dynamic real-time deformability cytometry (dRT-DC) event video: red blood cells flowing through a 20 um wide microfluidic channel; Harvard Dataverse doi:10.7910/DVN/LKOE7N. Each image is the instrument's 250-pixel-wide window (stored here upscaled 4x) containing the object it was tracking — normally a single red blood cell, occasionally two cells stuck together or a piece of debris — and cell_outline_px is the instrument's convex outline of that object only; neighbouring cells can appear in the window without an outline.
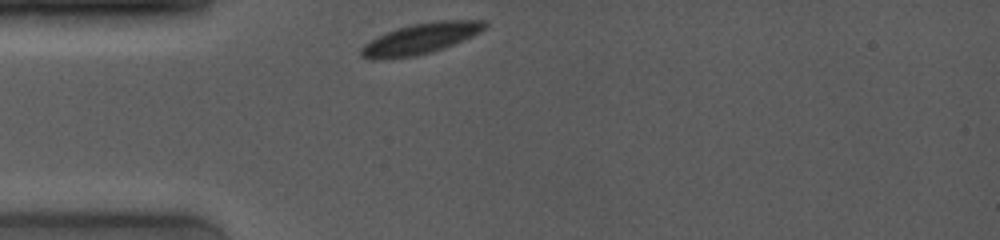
{"species": "common noctule bat (a hibernating species)", "species_latin": "Nyctalus noctula", "temperature_condition": "room temperature", "stored_images_in_passage": 28, "camera_frame_rate_fps": 4000, "um_per_image_px": 0.085, "animal": {"sex": "female", "body_mass_g": 19.0, "forearm_length_mm": 53.3}, "frame": {"image": 1, "passage_image": 1, "time_ms": 0.0, "image_size_px": [1000, 240], "cell_outline_px": [[488, 24], [480, 32], [444, 48], [432, 52], [416, 56], [376, 60], [372, 60], [360, 56], [360, 48], [364, 44], [396, 28], [412, 24], [440, 20], [484, 20]], "centroid_in_image_um": [35.73, 3.29], "position_along_channel_um": 49.3, "area_um2": 22.02}}
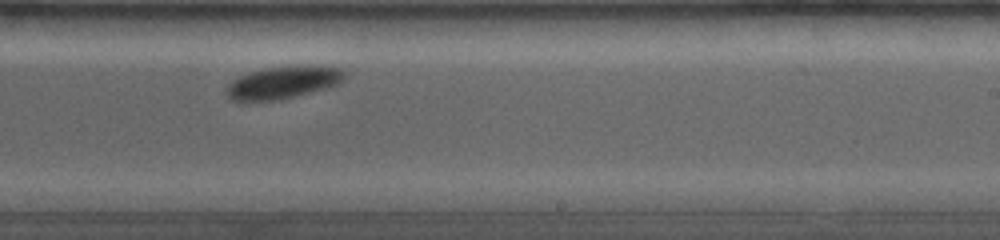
{"frame": {"image": 2, "passage_image": 20, "time_ms": 6.0, "image_size_px": [1000, 240], "cell_outline_px": [[344, 76], [340, 84], [276, 100], [228, 100], [228, 84], [232, 80], [248, 72], [268, 68], [308, 64], [340, 68], [344, 72]], "centroid_in_image_um": [24.07, 6.98], "position_along_channel_um": 264.9, "area_um2": 21.91}}
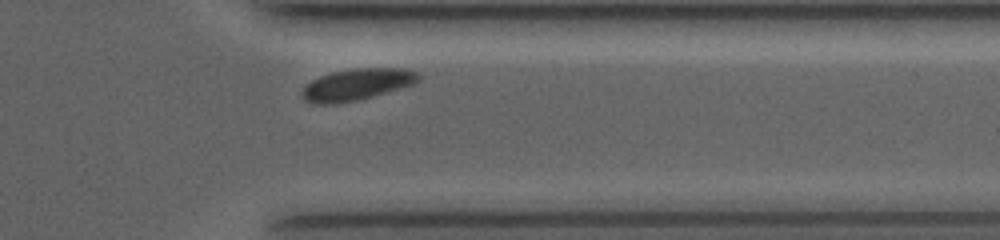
{"frame": {"image": 3, "passage_image": 26, "time_ms": 9.0, "image_size_px": [1000, 240], "cell_outline_px": [[420, 80], [412, 84], [372, 96], [356, 100], [336, 104], [312, 104], [304, 100], [300, 92], [312, 80], [320, 76], [332, 72], [356, 68], [404, 68], [416, 72], [420, 76]], "centroid_in_image_um": [30.29, 7.18], "position_along_channel_um": 381.1, "area_um2": 21.21}, "authors_computed_cell_mechanics": {"area_um2": 22.0218, "velocity_mm_per_s": 3.8196, "shape_relaxation_time_tau1_ms": 1.5531, "shape_relaxation_time_tau2_ms": null, "deformation_change_tau1": 0.0688, "deformation_change_tau2": null}}